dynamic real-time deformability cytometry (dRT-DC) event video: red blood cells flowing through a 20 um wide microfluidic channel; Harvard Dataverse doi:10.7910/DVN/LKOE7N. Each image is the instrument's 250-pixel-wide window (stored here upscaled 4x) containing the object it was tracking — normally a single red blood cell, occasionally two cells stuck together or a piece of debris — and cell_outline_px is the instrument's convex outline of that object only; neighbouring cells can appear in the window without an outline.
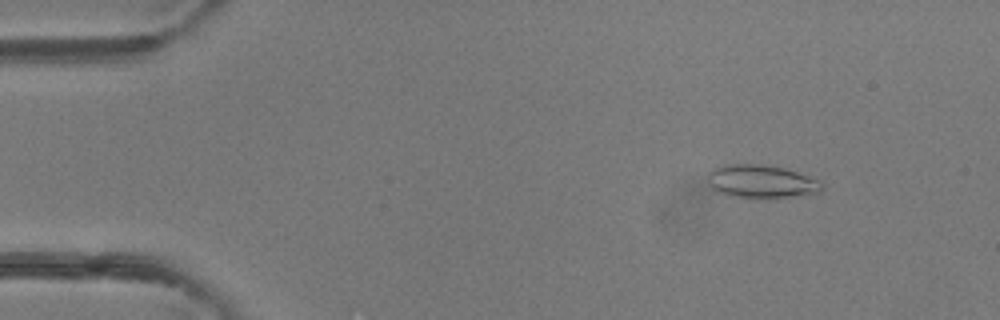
{"species": "common noctule bat (a hibernating species)", "species_latin": "Nyctalus noctula", "temperature_condition": "room temperature", "stored_images_in_passage": 48, "camera_frame_rate_fps": 3000, "um_per_image_px": 0.085, "animal": {"sex": "female"}, "frame": {"image": 1, "passage_image": 6, "time_ms": 1.667, "image_size_px": [1000, 320], "cell_outline_px": [[824, 188], [820, 192], [792, 196], [732, 196], [716, 192], [708, 184], [708, 172], [724, 164], [760, 164], [784, 168], [820, 180], [824, 184]], "centroid_in_image_um": [64.7, 15.4], "position_along_channel_um": 20.3, "area_um2": 21.62}}
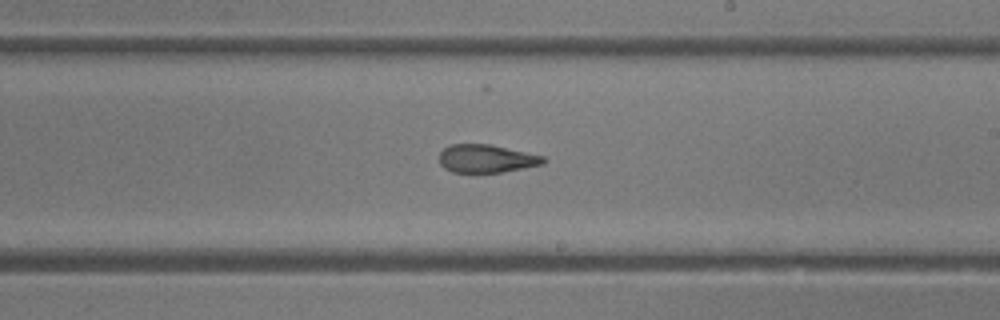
{"frame": {"image": 2, "passage_image": 28, "time_ms": 9.0, "image_size_px": [1000, 320], "cell_outline_px": [[548, 160], [544, 164], [500, 172], [452, 172], [444, 168], [440, 164], [440, 152], [444, 148], [452, 144], [488, 144], [544, 156]], "centroid_in_image_um": [41.34, 13.48], "position_along_channel_um": 247.7, "area_um2": 16.88}}
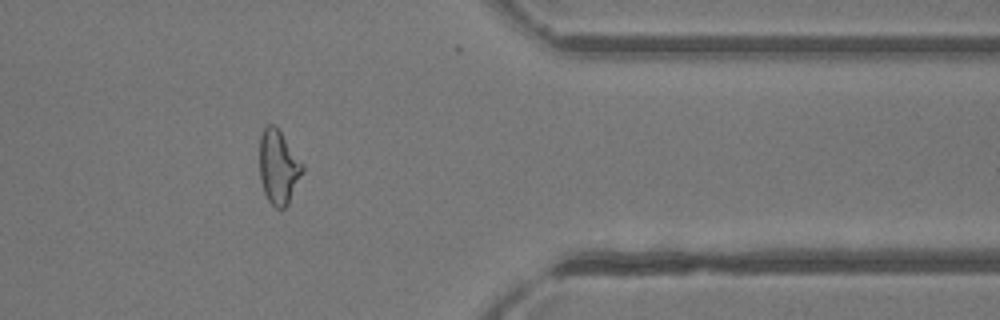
{"frame": {"image": 3, "passage_image": 39, "time_ms": 12.667, "image_size_px": [1000, 320], "cell_outline_px": [[304, 168], [288, 204], [284, 208], [276, 208], [268, 200], [264, 192], [260, 180], [260, 136], [264, 128], [268, 124], [272, 124], [280, 132], [304, 164]], "centroid_in_image_um": [23.66, 14.21], "position_along_channel_um": 387.7, "area_um2": 18.21}, "authors_computed_cell_mechanics": {"area_um2": 19.5364, "velocity_mm_per_s": 4.3222, "shape_relaxation_time_tau1_ms": null, "shape_relaxation_time_tau2_ms": 2.4441, "deformation_change_tau1": null, "deformation_change_tau2": 0.1251}}